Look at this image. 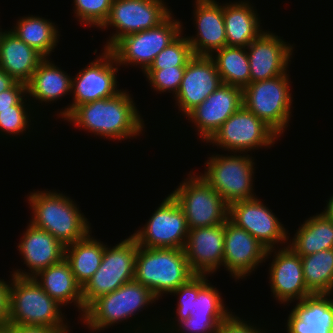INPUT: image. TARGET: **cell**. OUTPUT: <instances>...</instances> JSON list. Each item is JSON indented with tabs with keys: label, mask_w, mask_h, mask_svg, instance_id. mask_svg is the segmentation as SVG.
<instances>
[{
	"label": "cell",
	"mask_w": 333,
	"mask_h": 333,
	"mask_svg": "<svg viewBox=\"0 0 333 333\" xmlns=\"http://www.w3.org/2000/svg\"><path fill=\"white\" fill-rule=\"evenodd\" d=\"M158 301L159 299L150 289L132 280L125 283L117 290L102 295L94 300L86 308L83 317L79 321L81 325L83 324L85 329L87 327L91 333H103V331H107L111 326V329H113L115 325H123L124 323L123 331L125 332L123 333H157L161 323V319L158 318L161 317H158L157 314L154 313L155 315L151 316L152 319H149L148 315L145 316L144 312H149V307H154ZM139 314L141 316H139ZM142 316H145L147 320H144ZM138 317L142 318L141 321H138ZM129 327L130 329H127Z\"/></svg>",
	"instance_id": "cell-1"
},
{
	"label": "cell",
	"mask_w": 333,
	"mask_h": 333,
	"mask_svg": "<svg viewBox=\"0 0 333 333\" xmlns=\"http://www.w3.org/2000/svg\"><path fill=\"white\" fill-rule=\"evenodd\" d=\"M136 103L133 94L125 88L113 97L77 106L63 121L70 122L76 130L90 133L92 137L115 143L131 142L130 139L144 136L147 128V120Z\"/></svg>",
	"instance_id": "cell-2"
},
{
	"label": "cell",
	"mask_w": 333,
	"mask_h": 333,
	"mask_svg": "<svg viewBox=\"0 0 333 333\" xmlns=\"http://www.w3.org/2000/svg\"><path fill=\"white\" fill-rule=\"evenodd\" d=\"M60 190L37 189L26 198L31 210L29 222L44 229L64 246L86 237L93 228L75 199Z\"/></svg>",
	"instance_id": "cell-3"
},
{
	"label": "cell",
	"mask_w": 333,
	"mask_h": 333,
	"mask_svg": "<svg viewBox=\"0 0 333 333\" xmlns=\"http://www.w3.org/2000/svg\"><path fill=\"white\" fill-rule=\"evenodd\" d=\"M9 278L7 324L45 326L55 328L59 333H73L63 307L42 289L34 277L10 274Z\"/></svg>",
	"instance_id": "cell-4"
},
{
	"label": "cell",
	"mask_w": 333,
	"mask_h": 333,
	"mask_svg": "<svg viewBox=\"0 0 333 333\" xmlns=\"http://www.w3.org/2000/svg\"><path fill=\"white\" fill-rule=\"evenodd\" d=\"M195 275L189 267L184 249L138 246L134 280L150 289L159 300L169 296Z\"/></svg>",
	"instance_id": "cell-5"
},
{
	"label": "cell",
	"mask_w": 333,
	"mask_h": 333,
	"mask_svg": "<svg viewBox=\"0 0 333 333\" xmlns=\"http://www.w3.org/2000/svg\"><path fill=\"white\" fill-rule=\"evenodd\" d=\"M220 153H210L204 162V172L198 174L228 205L257 197L254 192L256 159L247 153Z\"/></svg>",
	"instance_id": "cell-6"
},
{
	"label": "cell",
	"mask_w": 333,
	"mask_h": 333,
	"mask_svg": "<svg viewBox=\"0 0 333 333\" xmlns=\"http://www.w3.org/2000/svg\"><path fill=\"white\" fill-rule=\"evenodd\" d=\"M289 71L272 79L250 82L243 89V105L281 139L291 127L289 123L295 107Z\"/></svg>",
	"instance_id": "cell-7"
},
{
	"label": "cell",
	"mask_w": 333,
	"mask_h": 333,
	"mask_svg": "<svg viewBox=\"0 0 333 333\" xmlns=\"http://www.w3.org/2000/svg\"><path fill=\"white\" fill-rule=\"evenodd\" d=\"M97 51V49L93 51V54L96 55L95 59L79 69L75 76H72V102L70 101L65 107L58 109L57 112H53V114L56 113V118H60L61 121L77 106L113 97L122 90V88H119L117 80V73L121 68L113 54L107 49H102L100 55L97 54Z\"/></svg>",
	"instance_id": "cell-8"
},
{
	"label": "cell",
	"mask_w": 333,
	"mask_h": 333,
	"mask_svg": "<svg viewBox=\"0 0 333 333\" xmlns=\"http://www.w3.org/2000/svg\"><path fill=\"white\" fill-rule=\"evenodd\" d=\"M174 14L153 28L120 38L109 49L118 65L139 68L143 74L155 57L182 33L183 21Z\"/></svg>",
	"instance_id": "cell-9"
},
{
	"label": "cell",
	"mask_w": 333,
	"mask_h": 333,
	"mask_svg": "<svg viewBox=\"0 0 333 333\" xmlns=\"http://www.w3.org/2000/svg\"><path fill=\"white\" fill-rule=\"evenodd\" d=\"M194 170L189 171L187 177L170 192L184 211L188 230L225 223L229 205Z\"/></svg>",
	"instance_id": "cell-10"
},
{
	"label": "cell",
	"mask_w": 333,
	"mask_h": 333,
	"mask_svg": "<svg viewBox=\"0 0 333 333\" xmlns=\"http://www.w3.org/2000/svg\"><path fill=\"white\" fill-rule=\"evenodd\" d=\"M280 137L255 114L242 105L203 145H212L219 152L250 153L270 149Z\"/></svg>",
	"instance_id": "cell-11"
},
{
	"label": "cell",
	"mask_w": 333,
	"mask_h": 333,
	"mask_svg": "<svg viewBox=\"0 0 333 333\" xmlns=\"http://www.w3.org/2000/svg\"><path fill=\"white\" fill-rule=\"evenodd\" d=\"M137 252L138 244L131 235L118 241L115 246L106 243L100 267L82 287L84 313L100 296L134 280Z\"/></svg>",
	"instance_id": "cell-12"
},
{
	"label": "cell",
	"mask_w": 333,
	"mask_h": 333,
	"mask_svg": "<svg viewBox=\"0 0 333 333\" xmlns=\"http://www.w3.org/2000/svg\"><path fill=\"white\" fill-rule=\"evenodd\" d=\"M172 12L166 0H114L106 21L98 29L115 30L106 37L102 49L109 50L120 38L159 25Z\"/></svg>",
	"instance_id": "cell-13"
},
{
	"label": "cell",
	"mask_w": 333,
	"mask_h": 333,
	"mask_svg": "<svg viewBox=\"0 0 333 333\" xmlns=\"http://www.w3.org/2000/svg\"><path fill=\"white\" fill-rule=\"evenodd\" d=\"M158 205L131 236L140 247L184 249L189 230L183 209L171 193Z\"/></svg>",
	"instance_id": "cell-14"
},
{
	"label": "cell",
	"mask_w": 333,
	"mask_h": 333,
	"mask_svg": "<svg viewBox=\"0 0 333 333\" xmlns=\"http://www.w3.org/2000/svg\"><path fill=\"white\" fill-rule=\"evenodd\" d=\"M228 219L269 249L288 245L289 230L259 195L229 205Z\"/></svg>",
	"instance_id": "cell-15"
},
{
	"label": "cell",
	"mask_w": 333,
	"mask_h": 333,
	"mask_svg": "<svg viewBox=\"0 0 333 333\" xmlns=\"http://www.w3.org/2000/svg\"><path fill=\"white\" fill-rule=\"evenodd\" d=\"M269 259L268 286L277 304L289 307V304L311 295L304 281L301 256L289 245L269 249L264 263Z\"/></svg>",
	"instance_id": "cell-16"
},
{
	"label": "cell",
	"mask_w": 333,
	"mask_h": 333,
	"mask_svg": "<svg viewBox=\"0 0 333 333\" xmlns=\"http://www.w3.org/2000/svg\"><path fill=\"white\" fill-rule=\"evenodd\" d=\"M242 105L243 89L222 84L184 118L189 124L191 123L197 141L205 144Z\"/></svg>",
	"instance_id": "cell-17"
},
{
	"label": "cell",
	"mask_w": 333,
	"mask_h": 333,
	"mask_svg": "<svg viewBox=\"0 0 333 333\" xmlns=\"http://www.w3.org/2000/svg\"><path fill=\"white\" fill-rule=\"evenodd\" d=\"M265 30L253 40L246 51L250 67V82L268 80L284 75L291 66L295 45L276 32Z\"/></svg>",
	"instance_id": "cell-18"
},
{
	"label": "cell",
	"mask_w": 333,
	"mask_h": 333,
	"mask_svg": "<svg viewBox=\"0 0 333 333\" xmlns=\"http://www.w3.org/2000/svg\"><path fill=\"white\" fill-rule=\"evenodd\" d=\"M267 249L229 219L224 223L223 269L235 282L246 280L265 262ZM254 271V272H253Z\"/></svg>",
	"instance_id": "cell-19"
},
{
	"label": "cell",
	"mask_w": 333,
	"mask_h": 333,
	"mask_svg": "<svg viewBox=\"0 0 333 333\" xmlns=\"http://www.w3.org/2000/svg\"><path fill=\"white\" fill-rule=\"evenodd\" d=\"M223 84L210 56L194 55L187 63L178 93L173 98L180 113L185 117L196 106Z\"/></svg>",
	"instance_id": "cell-20"
},
{
	"label": "cell",
	"mask_w": 333,
	"mask_h": 333,
	"mask_svg": "<svg viewBox=\"0 0 333 333\" xmlns=\"http://www.w3.org/2000/svg\"><path fill=\"white\" fill-rule=\"evenodd\" d=\"M17 245L23 265L27 269L13 268L11 275L34 277L41 270L61 261L65 257V246L44 229L27 222Z\"/></svg>",
	"instance_id": "cell-21"
},
{
	"label": "cell",
	"mask_w": 333,
	"mask_h": 333,
	"mask_svg": "<svg viewBox=\"0 0 333 333\" xmlns=\"http://www.w3.org/2000/svg\"><path fill=\"white\" fill-rule=\"evenodd\" d=\"M194 1V2H193ZM195 34L187 35L194 55L211 56L226 46V28L223 19V1L192 0Z\"/></svg>",
	"instance_id": "cell-22"
},
{
	"label": "cell",
	"mask_w": 333,
	"mask_h": 333,
	"mask_svg": "<svg viewBox=\"0 0 333 333\" xmlns=\"http://www.w3.org/2000/svg\"><path fill=\"white\" fill-rule=\"evenodd\" d=\"M184 251L190 269L197 275L213 276L223 270L224 223L189 230Z\"/></svg>",
	"instance_id": "cell-23"
},
{
	"label": "cell",
	"mask_w": 333,
	"mask_h": 333,
	"mask_svg": "<svg viewBox=\"0 0 333 333\" xmlns=\"http://www.w3.org/2000/svg\"><path fill=\"white\" fill-rule=\"evenodd\" d=\"M289 305L285 333H333V294H311Z\"/></svg>",
	"instance_id": "cell-24"
},
{
	"label": "cell",
	"mask_w": 333,
	"mask_h": 333,
	"mask_svg": "<svg viewBox=\"0 0 333 333\" xmlns=\"http://www.w3.org/2000/svg\"><path fill=\"white\" fill-rule=\"evenodd\" d=\"M52 60V57L44 58L26 84L27 97L34 110L38 109L39 116L42 115L41 109L39 111L41 105L44 108V106L47 107L49 104L61 101L67 95L72 96V75Z\"/></svg>",
	"instance_id": "cell-25"
},
{
	"label": "cell",
	"mask_w": 333,
	"mask_h": 333,
	"mask_svg": "<svg viewBox=\"0 0 333 333\" xmlns=\"http://www.w3.org/2000/svg\"><path fill=\"white\" fill-rule=\"evenodd\" d=\"M250 0L223 2V19L226 28V45L248 47L265 30L261 14Z\"/></svg>",
	"instance_id": "cell-26"
},
{
	"label": "cell",
	"mask_w": 333,
	"mask_h": 333,
	"mask_svg": "<svg viewBox=\"0 0 333 333\" xmlns=\"http://www.w3.org/2000/svg\"><path fill=\"white\" fill-rule=\"evenodd\" d=\"M42 289L62 307L74 306L79 320L84 315L82 287L76 282L68 261H61L41 270L34 276ZM72 304V305H71ZM69 305V306H68Z\"/></svg>",
	"instance_id": "cell-27"
},
{
	"label": "cell",
	"mask_w": 333,
	"mask_h": 333,
	"mask_svg": "<svg viewBox=\"0 0 333 333\" xmlns=\"http://www.w3.org/2000/svg\"><path fill=\"white\" fill-rule=\"evenodd\" d=\"M44 57L6 29L0 40V68L16 82L27 84Z\"/></svg>",
	"instance_id": "cell-28"
},
{
	"label": "cell",
	"mask_w": 333,
	"mask_h": 333,
	"mask_svg": "<svg viewBox=\"0 0 333 333\" xmlns=\"http://www.w3.org/2000/svg\"><path fill=\"white\" fill-rule=\"evenodd\" d=\"M17 19L10 30L44 58H51L61 41L60 36L62 35L58 24L39 14H27Z\"/></svg>",
	"instance_id": "cell-29"
},
{
	"label": "cell",
	"mask_w": 333,
	"mask_h": 333,
	"mask_svg": "<svg viewBox=\"0 0 333 333\" xmlns=\"http://www.w3.org/2000/svg\"><path fill=\"white\" fill-rule=\"evenodd\" d=\"M290 234L289 231L288 245L300 256L333 248V221L321 212L305 218L293 237Z\"/></svg>",
	"instance_id": "cell-30"
},
{
	"label": "cell",
	"mask_w": 333,
	"mask_h": 333,
	"mask_svg": "<svg viewBox=\"0 0 333 333\" xmlns=\"http://www.w3.org/2000/svg\"><path fill=\"white\" fill-rule=\"evenodd\" d=\"M90 232L86 237L65 246L68 261L76 282L83 287L101 265L106 242Z\"/></svg>",
	"instance_id": "cell-31"
},
{
	"label": "cell",
	"mask_w": 333,
	"mask_h": 333,
	"mask_svg": "<svg viewBox=\"0 0 333 333\" xmlns=\"http://www.w3.org/2000/svg\"><path fill=\"white\" fill-rule=\"evenodd\" d=\"M223 84L244 89L250 83V67L246 48L225 46L210 56Z\"/></svg>",
	"instance_id": "cell-32"
},
{
	"label": "cell",
	"mask_w": 333,
	"mask_h": 333,
	"mask_svg": "<svg viewBox=\"0 0 333 333\" xmlns=\"http://www.w3.org/2000/svg\"><path fill=\"white\" fill-rule=\"evenodd\" d=\"M304 281L311 294H333V248L301 256Z\"/></svg>",
	"instance_id": "cell-33"
},
{
	"label": "cell",
	"mask_w": 333,
	"mask_h": 333,
	"mask_svg": "<svg viewBox=\"0 0 333 333\" xmlns=\"http://www.w3.org/2000/svg\"><path fill=\"white\" fill-rule=\"evenodd\" d=\"M36 114L38 113L34 110L27 94L15 106H11V109L0 110V139L12 138L14 140V137L18 139L23 135V138L25 136L30 138V134L35 133L33 132L35 128L33 125L36 124L37 126L38 123L35 117H41L40 119H42V116H36Z\"/></svg>",
	"instance_id": "cell-34"
},
{
	"label": "cell",
	"mask_w": 333,
	"mask_h": 333,
	"mask_svg": "<svg viewBox=\"0 0 333 333\" xmlns=\"http://www.w3.org/2000/svg\"><path fill=\"white\" fill-rule=\"evenodd\" d=\"M209 277L212 278L211 275H198V295L190 315L230 316L233 309L227 306L222 291L219 292L220 289L212 284Z\"/></svg>",
	"instance_id": "cell-35"
},
{
	"label": "cell",
	"mask_w": 333,
	"mask_h": 333,
	"mask_svg": "<svg viewBox=\"0 0 333 333\" xmlns=\"http://www.w3.org/2000/svg\"><path fill=\"white\" fill-rule=\"evenodd\" d=\"M169 295L171 297L175 296L178 299L176 300V307H174L175 310L171 313L172 316L169 314V311L166 312L168 318L165 315H159L162 320L157 333H168L179 321L191 316L190 312L193 311L194 300L198 295V275L196 274L187 283L181 285ZM163 320L166 321L164 322Z\"/></svg>",
	"instance_id": "cell-36"
},
{
	"label": "cell",
	"mask_w": 333,
	"mask_h": 333,
	"mask_svg": "<svg viewBox=\"0 0 333 333\" xmlns=\"http://www.w3.org/2000/svg\"><path fill=\"white\" fill-rule=\"evenodd\" d=\"M185 30L186 27L182 24V33L155 57L148 69H165L187 65L194 54L186 38L187 34H184Z\"/></svg>",
	"instance_id": "cell-37"
},
{
	"label": "cell",
	"mask_w": 333,
	"mask_h": 333,
	"mask_svg": "<svg viewBox=\"0 0 333 333\" xmlns=\"http://www.w3.org/2000/svg\"><path fill=\"white\" fill-rule=\"evenodd\" d=\"M114 0H73L74 17L83 27L99 29L106 21Z\"/></svg>",
	"instance_id": "cell-38"
},
{
	"label": "cell",
	"mask_w": 333,
	"mask_h": 333,
	"mask_svg": "<svg viewBox=\"0 0 333 333\" xmlns=\"http://www.w3.org/2000/svg\"><path fill=\"white\" fill-rule=\"evenodd\" d=\"M186 66H174L163 69H147L143 74L154 93H171L172 98L178 93Z\"/></svg>",
	"instance_id": "cell-39"
},
{
	"label": "cell",
	"mask_w": 333,
	"mask_h": 333,
	"mask_svg": "<svg viewBox=\"0 0 333 333\" xmlns=\"http://www.w3.org/2000/svg\"><path fill=\"white\" fill-rule=\"evenodd\" d=\"M228 317L192 315L179 321L168 333H217L220 324Z\"/></svg>",
	"instance_id": "cell-40"
},
{
	"label": "cell",
	"mask_w": 333,
	"mask_h": 333,
	"mask_svg": "<svg viewBox=\"0 0 333 333\" xmlns=\"http://www.w3.org/2000/svg\"><path fill=\"white\" fill-rule=\"evenodd\" d=\"M233 312L224 322L218 327L217 333H270L272 330L267 329L264 324L261 326V321L251 322L240 314ZM260 322V323H259ZM264 325V327H263Z\"/></svg>",
	"instance_id": "cell-41"
},
{
	"label": "cell",
	"mask_w": 333,
	"mask_h": 333,
	"mask_svg": "<svg viewBox=\"0 0 333 333\" xmlns=\"http://www.w3.org/2000/svg\"><path fill=\"white\" fill-rule=\"evenodd\" d=\"M26 94V84L16 82L10 89L0 93V110L11 109V106H15Z\"/></svg>",
	"instance_id": "cell-42"
},
{
	"label": "cell",
	"mask_w": 333,
	"mask_h": 333,
	"mask_svg": "<svg viewBox=\"0 0 333 333\" xmlns=\"http://www.w3.org/2000/svg\"><path fill=\"white\" fill-rule=\"evenodd\" d=\"M9 285L10 279L0 278V327L8 323Z\"/></svg>",
	"instance_id": "cell-43"
},
{
	"label": "cell",
	"mask_w": 333,
	"mask_h": 333,
	"mask_svg": "<svg viewBox=\"0 0 333 333\" xmlns=\"http://www.w3.org/2000/svg\"><path fill=\"white\" fill-rule=\"evenodd\" d=\"M13 333H59L55 328L37 325H13Z\"/></svg>",
	"instance_id": "cell-44"
},
{
	"label": "cell",
	"mask_w": 333,
	"mask_h": 333,
	"mask_svg": "<svg viewBox=\"0 0 333 333\" xmlns=\"http://www.w3.org/2000/svg\"><path fill=\"white\" fill-rule=\"evenodd\" d=\"M16 81L0 68V93L10 89Z\"/></svg>",
	"instance_id": "cell-45"
},
{
	"label": "cell",
	"mask_w": 333,
	"mask_h": 333,
	"mask_svg": "<svg viewBox=\"0 0 333 333\" xmlns=\"http://www.w3.org/2000/svg\"><path fill=\"white\" fill-rule=\"evenodd\" d=\"M331 196L325 200V207L324 210L320 211L326 218L333 221V193L330 194Z\"/></svg>",
	"instance_id": "cell-46"
},
{
	"label": "cell",
	"mask_w": 333,
	"mask_h": 333,
	"mask_svg": "<svg viewBox=\"0 0 333 333\" xmlns=\"http://www.w3.org/2000/svg\"><path fill=\"white\" fill-rule=\"evenodd\" d=\"M0 333H13V325L7 324L0 327Z\"/></svg>",
	"instance_id": "cell-47"
},
{
	"label": "cell",
	"mask_w": 333,
	"mask_h": 333,
	"mask_svg": "<svg viewBox=\"0 0 333 333\" xmlns=\"http://www.w3.org/2000/svg\"><path fill=\"white\" fill-rule=\"evenodd\" d=\"M1 23V22H0ZM2 27V25H0V40H1V37H2V35H3V33L6 31V29L4 28H1Z\"/></svg>",
	"instance_id": "cell-48"
}]
</instances>
